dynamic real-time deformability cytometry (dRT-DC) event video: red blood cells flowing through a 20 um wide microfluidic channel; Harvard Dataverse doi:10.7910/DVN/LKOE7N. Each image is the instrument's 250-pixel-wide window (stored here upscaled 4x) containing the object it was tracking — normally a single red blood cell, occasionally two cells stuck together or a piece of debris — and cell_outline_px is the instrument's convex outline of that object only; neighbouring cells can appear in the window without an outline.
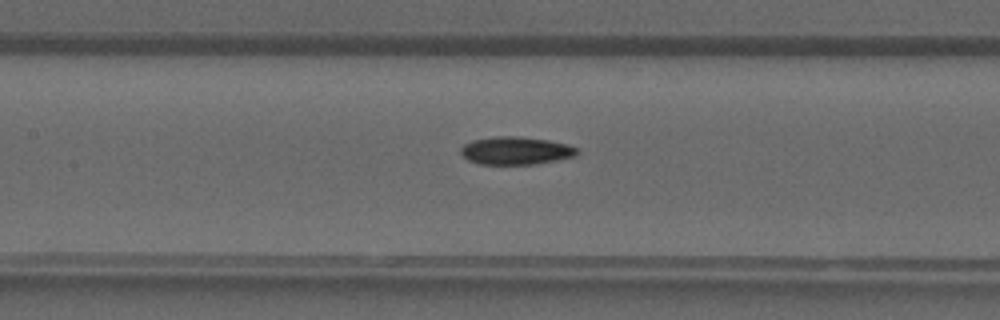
{"species": "common noctule bat (a hibernating species)", "species_latin": "Nyctalus noctula", "temperature_condition": "warm", "stored_images_in_passage": 40, "camera_frame_rate_fps": 3000, "um_per_image_px": 0.085, "animal": {"sex": "male", "forearm_length_mm": 52.5}, "frame": {"image": 1, "passage_image": 19, "time_ms": 6.0, "image_size_px": [1000, 320], "cell_outline_px": [[580, 152], [576, 156], [536, 164], [480, 164], [468, 160], [460, 152], [460, 148], [464, 144], [472, 140], [492, 136], [516, 136], [548, 140], [568, 144], [580, 148]], "centroid_in_image_um": [43.87, 12.8], "position_along_channel_um": 163.5, "area_um2": 19.07}}
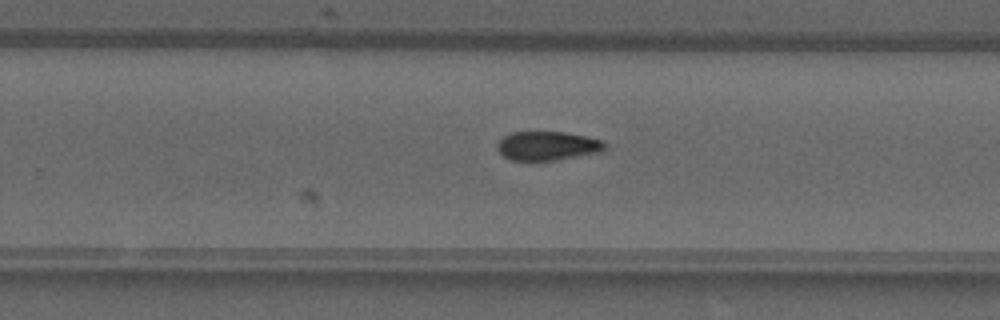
{"frame": {"image": 2, "passage_image": 26, "time_ms": 8.333, "image_size_px": [1000, 320], "cell_outline_px": [[604, 152], [528, 164], [508, 160], [496, 148], [496, 144], [504, 136], [512, 132], [564, 132], [588, 136], [604, 140]], "centroid_in_image_um": [46.5, 12.44], "position_along_channel_um": 283.3, "area_um2": 18.9}}
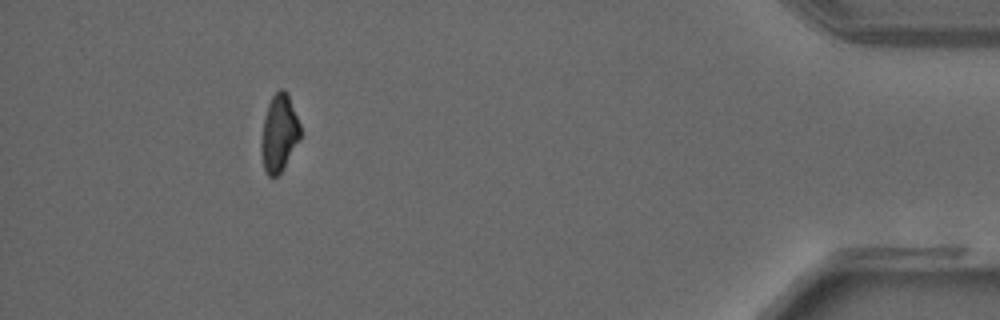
{"frame": {"image": 3, "passage_image": 37, "time_ms": 12.0, "image_size_px": [1000, 320], "cell_outline_px": [[300, 140], [280, 172], [276, 176], [268, 176], [264, 168], [260, 148], [260, 140], [264, 116], [268, 104], [272, 96], [280, 88], [284, 88], [288, 92], [300, 124]], "centroid_in_image_um": [23.71, 11.27], "position_along_channel_um": 411.5, "area_um2": 17.69}}